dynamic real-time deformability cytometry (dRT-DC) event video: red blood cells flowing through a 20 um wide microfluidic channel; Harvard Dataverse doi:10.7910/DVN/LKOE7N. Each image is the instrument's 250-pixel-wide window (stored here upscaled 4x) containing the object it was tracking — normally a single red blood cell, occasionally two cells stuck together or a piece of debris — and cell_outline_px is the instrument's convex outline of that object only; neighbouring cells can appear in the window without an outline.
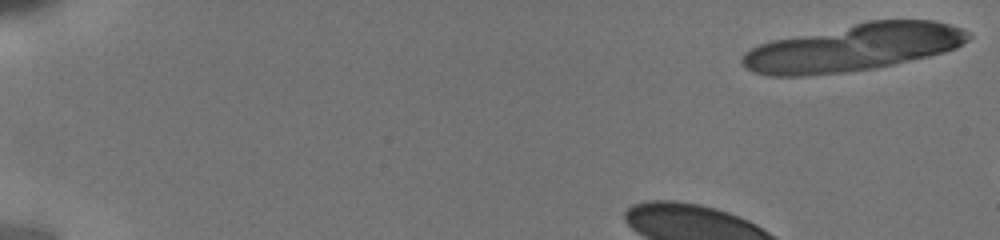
{"species": "human", "species_latin": "Homo sapiens", "temperature_condition": "cold", "stored_images_in_passage": 11, "camera_frame_rate_fps": 3000, "um_per_image_px": 0.085, "donor": {"sex": "male"}, "frame": {"image": 1, "passage_image": 1, "time_ms": 0.0, "image_size_px": [1000, 240], "cell_outline_px": [[972, 36], [968, 40], [956, 48], [944, 52], [928, 56], [876, 68], [844, 72], [808, 76], [768, 76], [752, 72], [744, 68], [740, 64], [740, 60], [744, 52], [760, 44], [772, 40], [868, 20], [932, 20], [948, 24], [960, 28], [968, 32]], "centroid_in_image_um": [72.5, 4.05], "position_along_channel_um": 12.5, "area_um2": 62.31}}